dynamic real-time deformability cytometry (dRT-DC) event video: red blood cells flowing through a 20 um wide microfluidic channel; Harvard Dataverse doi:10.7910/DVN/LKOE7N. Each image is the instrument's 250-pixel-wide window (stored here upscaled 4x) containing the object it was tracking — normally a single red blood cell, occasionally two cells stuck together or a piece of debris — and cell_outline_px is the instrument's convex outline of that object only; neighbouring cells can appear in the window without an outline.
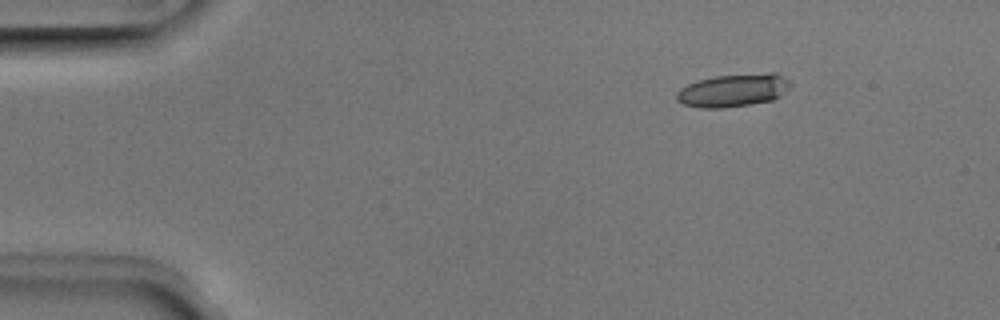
{"species": "Egyptian fruit bat (a non-hibernating species)", "species_latin": "Rousettus aegyptiacus", "temperature_condition": "room temperature", "stored_images_in_passage": 45, "camera_frame_rate_fps": 3000, "um_per_image_px": 0.085, "animal": {"sex": "male"}, "frame": {"image": 1, "passage_image": 1, "time_ms": 0.0, "image_size_px": [1000, 320], "cell_outline_px": [[792, 88], [780, 96], [772, 100], [748, 104], [720, 108], [700, 108], [684, 104], [676, 100], [676, 92], [680, 88], [688, 84], [700, 80], [716, 76], [768, 72], [776, 72], [788, 80], [792, 84]], "centroid_in_image_um": [62.36, 7.67], "position_along_channel_um": 22.6, "area_um2": 21.91}}
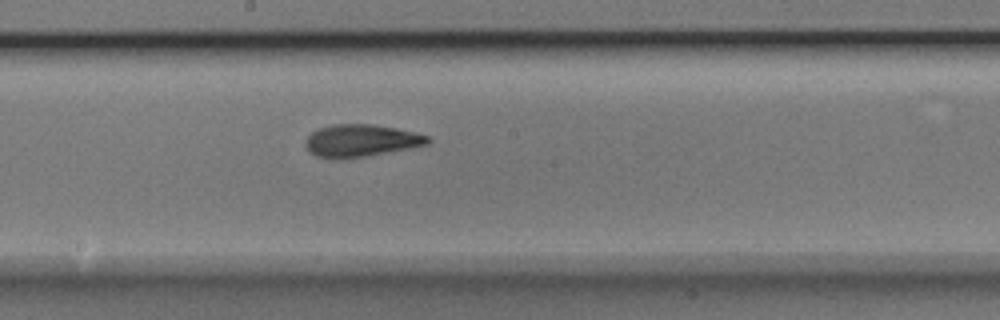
{"frame": {"image": 2, "passage_image": 22, "time_ms": 7.0, "image_size_px": [1000, 320], "cell_outline_px": [[432, 140], [428, 144], [412, 148], [368, 156], [316, 156], [308, 152], [304, 144], [304, 140], [312, 132], [320, 128], [332, 124], [372, 124], [396, 128], [428, 136]], "centroid_in_image_um": [30.71, 11.92], "position_along_channel_um": 217.5, "area_um2": 22.6}}
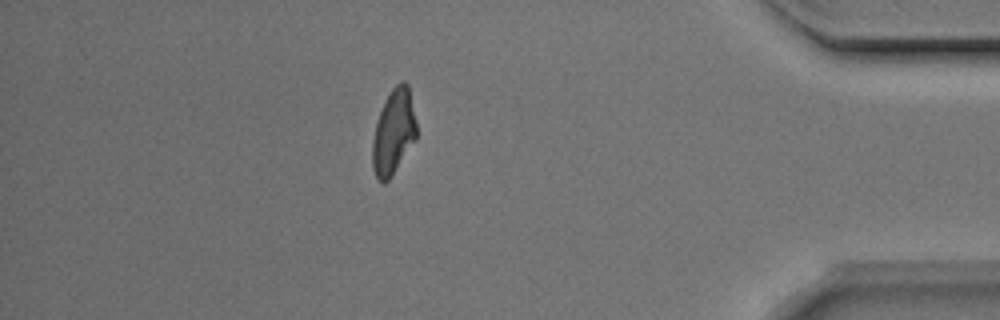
{"frame": {"image": 3, "passage_image": 39, "time_ms": 12.667, "image_size_px": [1000, 320], "cell_outline_px": [[416, 140], [388, 180], [384, 184], [376, 180], [372, 168], [372, 140], [376, 124], [384, 100], [392, 88], [400, 80], [404, 80], [408, 84], [416, 120]], "centroid_in_image_um": [33.44, 11.22], "position_along_channel_um": 401.8, "area_um2": 22.02}, "authors_computed_cell_mechanics": {"area_um2": 22.4264, "velocity_mm_per_s": 3.9601, "shape_relaxation_time_tau1_ms": 6.6806, "shape_relaxation_time_tau2_ms": 1.9639, "deformation_change_tau1": 0.2128, "deformation_change_tau2": 0.088}}